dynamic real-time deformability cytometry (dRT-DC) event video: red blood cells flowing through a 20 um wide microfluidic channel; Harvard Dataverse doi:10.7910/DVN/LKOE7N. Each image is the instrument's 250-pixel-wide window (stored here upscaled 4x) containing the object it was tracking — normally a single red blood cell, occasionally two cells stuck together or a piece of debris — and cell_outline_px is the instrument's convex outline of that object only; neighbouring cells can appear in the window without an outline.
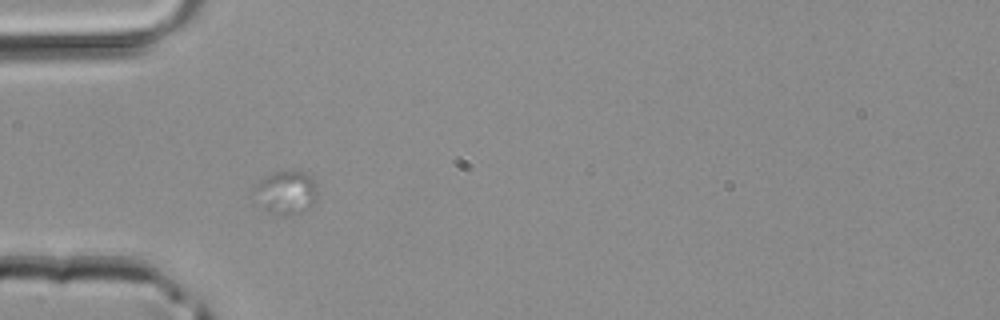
{"species": "common noctule bat (a hibernating species)", "species_latin": "Nyctalus noctula", "temperature_condition": "room temperature", "stored_images_in_passage": 13, "camera_frame_rate_fps": 3000, "um_per_image_px": 0.085, "animal": {"sex": "male", "body_mass_g": 20.4}, "frame": {"image": 1, "passage_image": 1, "time_ms": 0.0, "image_size_px": [1000, 320], "cell_outline_px": [[316, 200], [304, 212], [276, 216], [264, 212], [256, 188], [260, 180], [264, 176], [288, 168], [292, 168], [304, 172], [312, 180], [316, 188]], "centroid_in_image_um": [24.34, 16.35], "position_along_channel_um": 60.7, "area_um2": 15.9}}
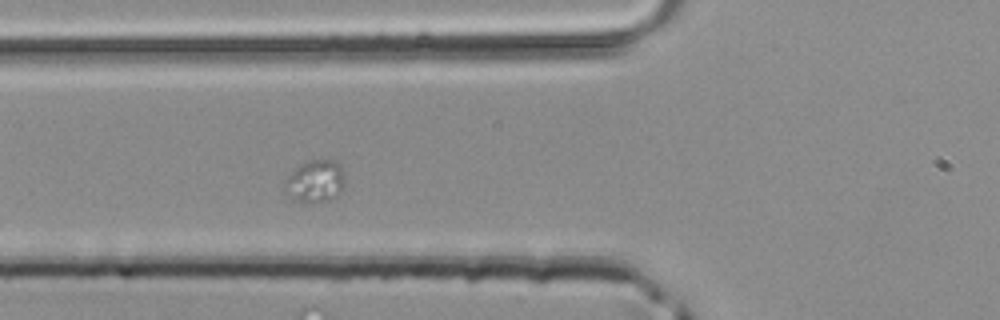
{"frame": {"image": 2, "passage_image": 4, "time_ms": 1.0, "image_size_px": [1000, 320], "cell_outline_px": [[344, 184], [340, 192], [336, 196], [328, 200], [312, 204], [300, 204], [284, 192], [280, 188], [288, 176], [300, 164], [312, 160], [336, 160], [340, 164], [344, 172]], "centroid_in_image_um": [26.76, 15.45], "position_along_channel_um": 99.0, "area_um2": 15.32}}